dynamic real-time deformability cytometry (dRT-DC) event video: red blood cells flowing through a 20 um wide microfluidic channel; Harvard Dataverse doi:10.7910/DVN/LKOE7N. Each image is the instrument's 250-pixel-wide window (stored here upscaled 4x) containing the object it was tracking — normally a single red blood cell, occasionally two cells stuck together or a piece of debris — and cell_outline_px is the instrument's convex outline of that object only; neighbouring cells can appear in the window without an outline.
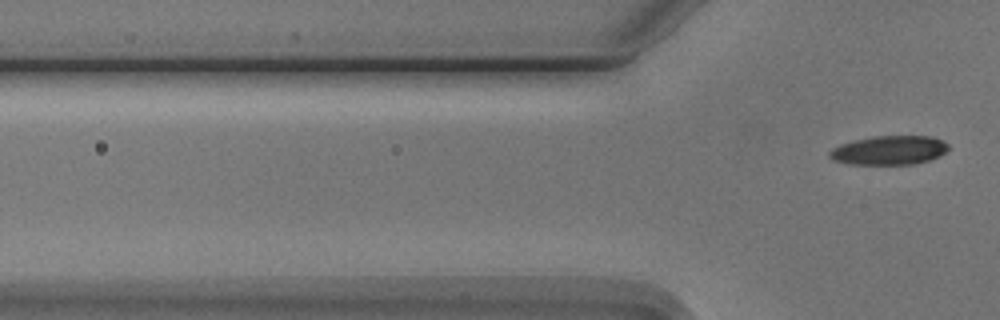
{"species": "Egyptian fruit bat (a non-hibernating species)", "species_latin": "Rousettus aegyptiacus", "temperature_condition": "cold", "stored_images_in_passage": 3, "camera_frame_rate_fps": 3000, "um_per_image_px": 0.085, "animal": {"sex": "male"}, "frame": {"image": 1, "passage_image": 3, "time_ms": 3.333, "image_size_px": [1000, 320], "cell_outline_px": [[948, 148], [940, 156], [928, 160], [912, 164], [848, 164], [832, 160], [828, 156], [828, 152], [832, 148], [840, 144], [872, 136], [932, 136], [944, 140], [948, 144]], "centroid_in_image_um": [75.56, 12.77], "position_along_channel_um": 50.2, "area_um2": 20.17}}